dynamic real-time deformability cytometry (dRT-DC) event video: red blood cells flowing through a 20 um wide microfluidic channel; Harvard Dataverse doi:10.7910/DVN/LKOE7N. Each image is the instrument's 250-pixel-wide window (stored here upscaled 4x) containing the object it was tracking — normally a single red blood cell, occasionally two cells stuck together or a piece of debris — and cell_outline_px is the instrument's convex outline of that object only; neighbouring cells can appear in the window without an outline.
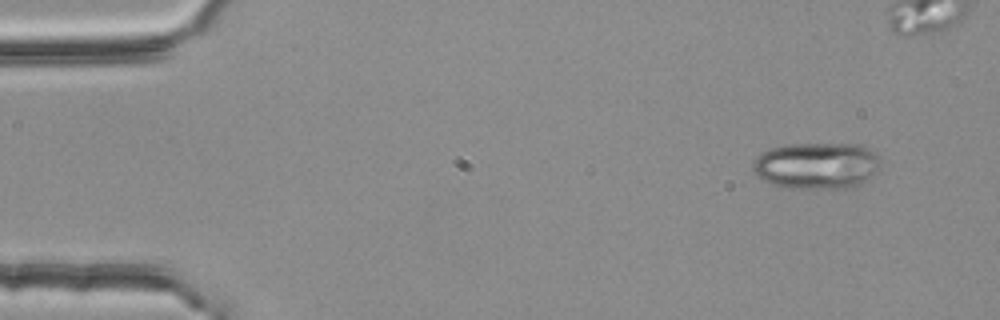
{"species": "common noctule bat (a hibernating species)", "species_latin": "Nyctalus noctula", "temperature_condition": "room temperature", "stored_images_in_passage": 6, "camera_frame_rate_fps": 3000, "um_per_image_px": 0.085, "animal": {"sex": "female", "body_mass_g": 25.1}, "frame": {"image": 1, "passage_image": 1, "time_ms": 0.0, "image_size_px": [1000, 320], "cell_outline_px": [[880, 168], [868, 180], [852, 188], [788, 188], [772, 184], [764, 180], [752, 168], [752, 160], [756, 156], [772, 148], [784, 144], [860, 144], [868, 148], [880, 156]], "centroid_in_image_um": [69.45, 14.07], "position_along_channel_um": 15.5, "area_um2": 34.91}}
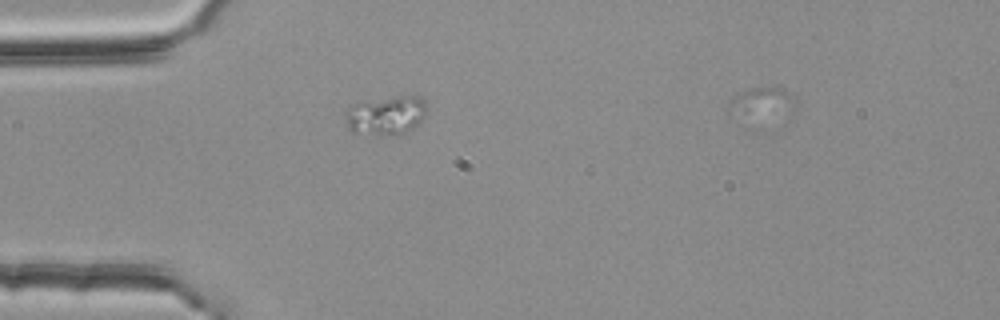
{"frame": {"image": 2, "passage_image": 4, "time_ms": 1.0, "image_size_px": [1000, 320], "cell_outline_px": [[424, 116], [412, 128], [396, 136], [392, 136], [352, 132], [348, 128], [344, 116], [348, 108], [364, 100], [400, 96], [420, 96], [424, 104]], "centroid_in_image_um": [32.75, 9.81], "position_along_channel_um": 52.2, "area_um2": 18.26}}